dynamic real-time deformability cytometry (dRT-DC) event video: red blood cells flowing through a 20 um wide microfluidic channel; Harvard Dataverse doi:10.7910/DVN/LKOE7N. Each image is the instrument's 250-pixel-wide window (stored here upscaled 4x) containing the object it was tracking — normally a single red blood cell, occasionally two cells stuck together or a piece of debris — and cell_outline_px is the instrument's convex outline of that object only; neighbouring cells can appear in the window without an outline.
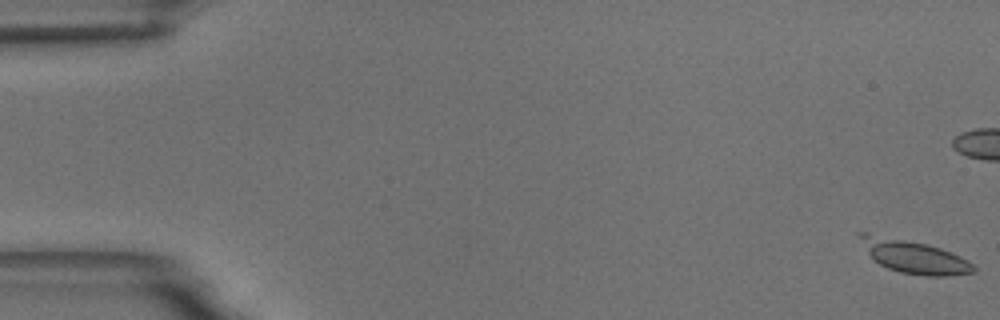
{"species": "common noctule bat (a hibernating species)", "species_latin": "Nyctalus noctula", "temperature_condition": "room temperature", "stored_images_in_passage": 3, "camera_frame_rate_fps": 3000, "um_per_image_px": 0.085, "animal": {"sex": "male", "body_mass_g": 18.8}, "frame": {"image": 1, "passage_image": 1, "time_ms": 0.0, "image_size_px": [1000, 320], "cell_outline_px": [[976, 272], [944, 276], [924, 276], [900, 272], [888, 268], [872, 260], [856, 236], [856, 232], [868, 232], [924, 244], [940, 248], [960, 256], [968, 260], [976, 268]], "centroid_in_image_um": [77.62, 21.8], "position_along_channel_um": 7.4, "area_um2": 21.91}}